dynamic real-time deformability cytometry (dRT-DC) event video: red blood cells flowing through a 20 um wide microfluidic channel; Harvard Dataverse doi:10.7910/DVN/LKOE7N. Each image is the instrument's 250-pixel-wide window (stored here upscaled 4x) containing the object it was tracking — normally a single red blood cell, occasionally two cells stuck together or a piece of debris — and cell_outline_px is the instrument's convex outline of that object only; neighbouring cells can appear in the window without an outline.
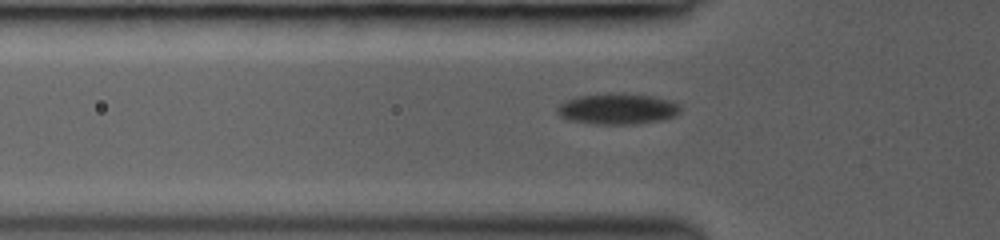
{"species": "common noctule bat (a hibernating species)", "species_latin": "Nyctalus noctula", "temperature_condition": "room temperature", "stored_images_in_passage": 37, "camera_frame_rate_fps": 3000, "um_per_image_px": 0.085, "animal": {"sex": "female", "body_mass_g": 19.0, "forearm_length_mm": 53.3}, "frame": {"image": 1, "passage_image": 6, "time_ms": 1.667, "image_size_px": [1000, 240], "cell_outline_px": [[680, 112], [676, 116], [660, 120], [640, 124], [596, 124], [568, 120], [560, 116], [556, 112], [556, 108], [564, 100], [580, 96], [612, 92], [620, 92], [652, 96], [672, 100], [680, 104]], "centroid_in_image_um": [52.5, 9.24], "position_along_channel_um": 73.3, "area_um2": 22.6}}
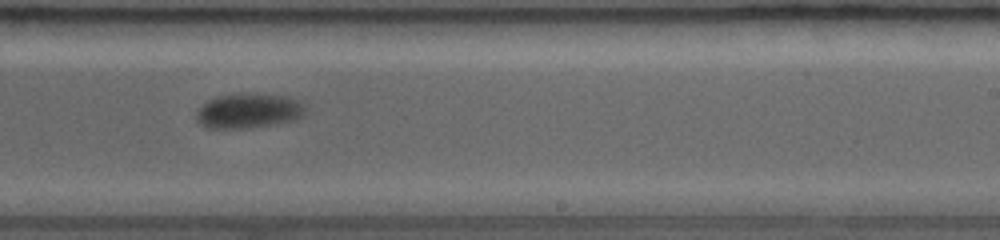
{"frame": {"image": 2, "passage_image": 20, "time_ms": 6.333, "image_size_px": [1000, 240], "cell_outline_px": [[304, 116], [296, 120], [248, 128], [208, 128], [200, 124], [196, 120], [196, 108], [208, 100], [216, 96], [288, 96], [304, 104]], "centroid_in_image_um": [21.09, 9.47], "position_along_channel_um": 267.9, "area_um2": 21.44}}
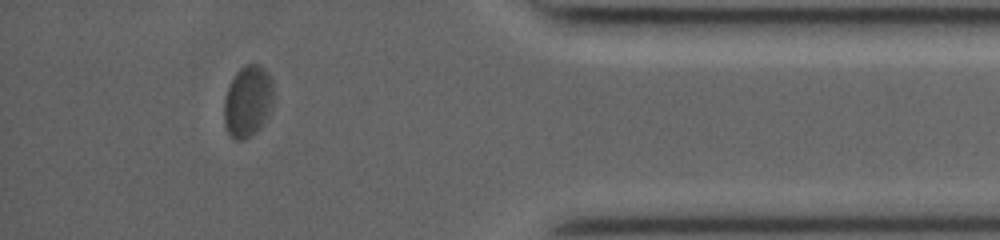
{"frame": {"image": 3, "passage_image": 32, "time_ms": 10.333, "image_size_px": [1000, 240], "cell_outline_px": [[272, 104], [260, 128], [256, 132], [244, 140], [236, 140], [228, 132], [224, 124], [224, 100], [228, 84], [236, 72], [244, 64], [260, 64], [268, 72], [272, 80]], "centroid_in_image_um": [21.04, 8.58], "position_along_channel_um": 414.2, "area_um2": 20.63}}